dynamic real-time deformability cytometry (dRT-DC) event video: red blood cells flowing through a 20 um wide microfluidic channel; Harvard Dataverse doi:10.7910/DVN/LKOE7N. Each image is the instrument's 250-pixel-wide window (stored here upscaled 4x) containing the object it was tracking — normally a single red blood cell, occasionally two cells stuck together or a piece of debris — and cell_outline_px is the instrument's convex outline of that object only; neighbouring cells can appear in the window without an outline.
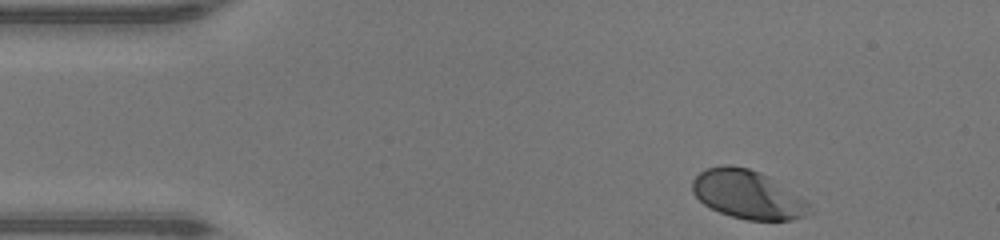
{"species": "human", "species_latin": "Homo sapiens", "temperature_condition": "warm", "stored_images_in_passage": 34, "camera_frame_rate_fps": 3000, "um_per_image_px": 0.085, "donor": {"sex": "male"}, "frame": {"image": 1, "passage_image": 1, "time_ms": 0.0, "image_size_px": [1000, 240], "cell_outline_px": [[812, 212], [804, 216], [792, 220], [748, 220], [732, 216], [720, 212], [704, 204], [692, 192], [692, 180], [704, 168], [724, 164], [732, 164], [748, 168], [760, 172], [768, 176], [808, 200], [812, 204]], "centroid_in_image_um": [63.58, 16.52], "position_along_channel_um": 21.4, "area_um2": 33.47}}
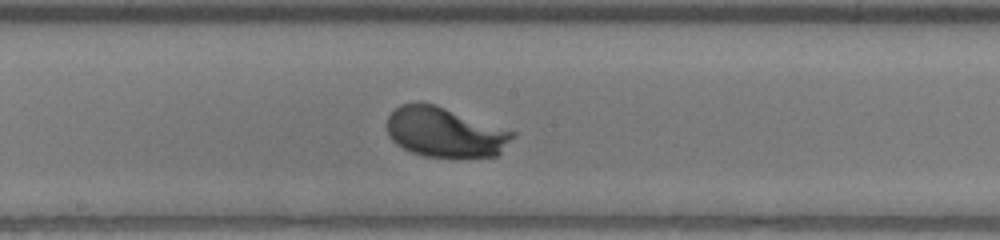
{"frame": {"image": 2, "passage_image": 20, "time_ms": 6.333, "image_size_px": [1000, 240], "cell_outline_px": [[516, 136], [496, 156], [456, 160], [452, 160], [424, 156], [412, 152], [396, 144], [388, 136], [388, 116], [400, 104], [416, 100], [436, 104], [516, 132]], "centroid_in_image_um": [37.84, 11.26], "position_along_channel_um": 210.4, "area_um2": 37.63}}
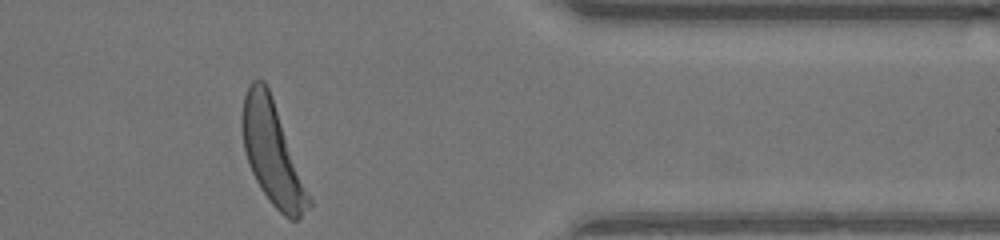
{"frame": {"image": 3, "passage_image": 34, "time_ms": 11.0, "image_size_px": [1000, 240], "cell_outline_px": [[312, 204], [296, 220], [288, 220], [268, 200], [260, 188], [248, 164], [244, 152], [240, 124], [240, 120], [244, 96], [248, 84], [252, 80], [264, 80], [268, 88], [312, 200]], "centroid_in_image_um": [23.11, 13.02], "position_along_channel_um": 388.3, "area_um2": 39.36}, "authors_computed_cell_mechanics": {"area_um2": 35.547, "velocity_mm_per_s": 4.3053, "shape_relaxation_time_tau1_ms": 1.4359, "shape_relaxation_time_tau2_ms": null, "deformation_change_tau1": 0.148, "deformation_change_tau2": null}}